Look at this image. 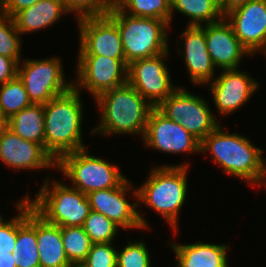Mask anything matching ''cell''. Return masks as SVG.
<instances>
[{"label":"cell","instance_id":"29","mask_svg":"<svg viewBox=\"0 0 266 267\" xmlns=\"http://www.w3.org/2000/svg\"><path fill=\"white\" fill-rule=\"evenodd\" d=\"M82 227L93 244L113 242L120 230L113 221L94 210H90Z\"/></svg>","mask_w":266,"mask_h":267},{"label":"cell","instance_id":"23","mask_svg":"<svg viewBox=\"0 0 266 267\" xmlns=\"http://www.w3.org/2000/svg\"><path fill=\"white\" fill-rule=\"evenodd\" d=\"M37 247L40 267H69L61 237V227L37 214Z\"/></svg>","mask_w":266,"mask_h":267},{"label":"cell","instance_id":"3","mask_svg":"<svg viewBox=\"0 0 266 267\" xmlns=\"http://www.w3.org/2000/svg\"><path fill=\"white\" fill-rule=\"evenodd\" d=\"M95 102L101 115L100 123L92 129V134H137L143 139L149 115L154 107L129 83L105 91Z\"/></svg>","mask_w":266,"mask_h":267},{"label":"cell","instance_id":"11","mask_svg":"<svg viewBox=\"0 0 266 267\" xmlns=\"http://www.w3.org/2000/svg\"><path fill=\"white\" fill-rule=\"evenodd\" d=\"M169 50L128 65V83L153 107H158L178 86L173 85L165 59ZM175 86V87H174Z\"/></svg>","mask_w":266,"mask_h":267},{"label":"cell","instance_id":"33","mask_svg":"<svg viewBox=\"0 0 266 267\" xmlns=\"http://www.w3.org/2000/svg\"><path fill=\"white\" fill-rule=\"evenodd\" d=\"M117 249L111 243L92 244L85 263L89 267H117Z\"/></svg>","mask_w":266,"mask_h":267},{"label":"cell","instance_id":"25","mask_svg":"<svg viewBox=\"0 0 266 267\" xmlns=\"http://www.w3.org/2000/svg\"><path fill=\"white\" fill-rule=\"evenodd\" d=\"M174 11L189 18L187 26H203L224 18L218 0H171V21Z\"/></svg>","mask_w":266,"mask_h":267},{"label":"cell","instance_id":"12","mask_svg":"<svg viewBox=\"0 0 266 267\" xmlns=\"http://www.w3.org/2000/svg\"><path fill=\"white\" fill-rule=\"evenodd\" d=\"M132 186L133 184L127 178L116 188L96 190L87 194L91 210L105 215L125 230L149 228L148 223L137 209V201L130 203L126 198V194L133 190L134 199L137 200V189H133Z\"/></svg>","mask_w":266,"mask_h":267},{"label":"cell","instance_id":"2","mask_svg":"<svg viewBox=\"0 0 266 267\" xmlns=\"http://www.w3.org/2000/svg\"><path fill=\"white\" fill-rule=\"evenodd\" d=\"M80 94L72 87L44 104L45 150L56 162L65 154L87 148L82 141Z\"/></svg>","mask_w":266,"mask_h":267},{"label":"cell","instance_id":"28","mask_svg":"<svg viewBox=\"0 0 266 267\" xmlns=\"http://www.w3.org/2000/svg\"><path fill=\"white\" fill-rule=\"evenodd\" d=\"M61 237L70 264L84 262L93 243L83 227H61Z\"/></svg>","mask_w":266,"mask_h":267},{"label":"cell","instance_id":"10","mask_svg":"<svg viewBox=\"0 0 266 267\" xmlns=\"http://www.w3.org/2000/svg\"><path fill=\"white\" fill-rule=\"evenodd\" d=\"M77 58V74L73 87L78 92L82 88L86 89L96 99L105 91L128 83L129 64L126 59L101 55H78Z\"/></svg>","mask_w":266,"mask_h":267},{"label":"cell","instance_id":"5","mask_svg":"<svg viewBox=\"0 0 266 267\" xmlns=\"http://www.w3.org/2000/svg\"><path fill=\"white\" fill-rule=\"evenodd\" d=\"M118 27L126 62L151 58L169 50L168 28L162 19L130 16L115 4L106 14Z\"/></svg>","mask_w":266,"mask_h":267},{"label":"cell","instance_id":"32","mask_svg":"<svg viewBox=\"0 0 266 267\" xmlns=\"http://www.w3.org/2000/svg\"><path fill=\"white\" fill-rule=\"evenodd\" d=\"M68 12H75L76 18L106 15L114 0H62Z\"/></svg>","mask_w":266,"mask_h":267},{"label":"cell","instance_id":"31","mask_svg":"<svg viewBox=\"0 0 266 267\" xmlns=\"http://www.w3.org/2000/svg\"><path fill=\"white\" fill-rule=\"evenodd\" d=\"M150 257L143 241H129L123 249H117V267H151Z\"/></svg>","mask_w":266,"mask_h":267},{"label":"cell","instance_id":"35","mask_svg":"<svg viewBox=\"0 0 266 267\" xmlns=\"http://www.w3.org/2000/svg\"><path fill=\"white\" fill-rule=\"evenodd\" d=\"M18 62L13 58L0 55V85L17 76Z\"/></svg>","mask_w":266,"mask_h":267},{"label":"cell","instance_id":"18","mask_svg":"<svg viewBox=\"0 0 266 267\" xmlns=\"http://www.w3.org/2000/svg\"><path fill=\"white\" fill-rule=\"evenodd\" d=\"M206 47L216 68L237 69L242 57L251 55L236 37L231 24L224 17L205 25Z\"/></svg>","mask_w":266,"mask_h":267},{"label":"cell","instance_id":"1","mask_svg":"<svg viewBox=\"0 0 266 267\" xmlns=\"http://www.w3.org/2000/svg\"><path fill=\"white\" fill-rule=\"evenodd\" d=\"M200 152H210L212 161L218 163L224 173L243 179L252 187H266V173L261 161L263 151L247 137L230 134L219 125L201 141Z\"/></svg>","mask_w":266,"mask_h":267},{"label":"cell","instance_id":"15","mask_svg":"<svg viewBox=\"0 0 266 267\" xmlns=\"http://www.w3.org/2000/svg\"><path fill=\"white\" fill-rule=\"evenodd\" d=\"M214 105L222 116L236 112L252 98L259 83L248 73L237 69L223 70L207 85Z\"/></svg>","mask_w":266,"mask_h":267},{"label":"cell","instance_id":"43","mask_svg":"<svg viewBox=\"0 0 266 267\" xmlns=\"http://www.w3.org/2000/svg\"><path fill=\"white\" fill-rule=\"evenodd\" d=\"M4 221L5 220H4V218H3V216L1 215V212H0V224H2Z\"/></svg>","mask_w":266,"mask_h":267},{"label":"cell","instance_id":"36","mask_svg":"<svg viewBox=\"0 0 266 267\" xmlns=\"http://www.w3.org/2000/svg\"><path fill=\"white\" fill-rule=\"evenodd\" d=\"M40 0H5V14L11 18L18 12L33 6Z\"/></svg>","mask_w":266,"mask_h":267},{"label":"cell","instance_id":"27","mask_svg":"<svg viewBox=\"0 0 266 267\" xmlns=\"http://www.w3.org/2000/svg\"><path fill=\"white\" fill-rule=\"evenodd\" d=\"M114 4L130 16L162 19L171 24V0H114Z\"/></svg>","mask_w":266,"mask_h":267},{"label":"cell","instance_id":"9","mask_svg":"<svg viewBox=\"0 0 266 267\" xmlns=\"http://www.w3.org/2000/svg\"><path fill=\"white\" fill-rule=\"evenodd\" d=\"M208 104L203 97L178 86L157 108L201 142L220 125Z\"/></svg>","mask_w":266,"mask_h":267},{"label":"cell","instance_id":"20","mask_svg":"<svg viewBox=\"0 0 266 267\" xmlns=\"http://www.w3.org/2000/svg\"><path fill=\"white\" fill-rule=\"evenodd\" d=\"M16 267H40L37 247V213L24 197L17 202Z\"/></svg>","mask_w":266,"mask_h":267},{"label":"cell","instance_id":"34","mask_svg":"<svg viewBox=\"0 0 266 267\" xmlns=\"http://www.w3.org/2000/svg\"><path fill=\"white\" fill-rule=\"evenodd\" d=\"M17 239V216L0 224V253H14Z\"/></svg>","mask_w":266,"mask_h":267},{"label":"cell","instance_id":"22","mask_svg":"<svg viewBox=\"0 0 266 267\" xmlns=\"http://www.w3.org/2000/svg\"><path fill=\"white\" fill-rule=\"evenodd\" d=\"M65 13L71 14L65 9L62 0H40L33 6L16 13L12 19L17 31L22 35L52 26Z\"/></svg>","mask_w":266,"mask_h":267},{"label":"cell","instance_id":"40","mask_svg":"<svg viewBox=\"0 0 266 267\" xmlns=\"http://www.w3.org/2000/svg\"><path fill=\"white\" fill-rule=\"evenodd\" d=\"M5 14V0H0V16Z\"/></svg>","mask_w":266,"mask_h":267},{"label":"cell","instance_id":"37","mask_svg":"<svg viewBox=\"0 0 266 267\" xmlns=\"http://www.w3.org/2000/svg\"><path fill=\"white\" fill-rule=\"evenodd\" d=\"M251 0H218L220 10L225 16L230 11L248 3Z\"/></svg>","mask_w":266,"mask_h":267},{"label":"cell","instance_id":"13","mask_svg":"<svg viewBox=\"0 0 266 267\" xmlns=\"http://www.w3.org/2000/svg\"><path fill=\"white\" fill-rule=\"evenodd\" d=\"M143 143L148 148L167 154L201 153V142L157 107H154L149 115Z\"/></svg>","mask_w":266,"mask_h":267},{"label":"cell","instance_id":"26","mask_svg":"<svg viewBox=\"0 0 266 267\" xmlns=\"http://www.w3.org/2000/svg\"><path fill=\"white\" fill-rule=\"evenodd\" d=\"M32 104L18 76L0 85V117L4 121Z\"/></svg>","mask_w":266,"mask_h":267},{"label":"cell","instance_id":"38","mask_svg":"<svg viewBox=\"0 0 266 267\" xmlns=\"http://www.w3.org/2000/svg\"><path fill=\"white\" fill-rule=\"evenodd\" d=\"M13 253H0V267H16Z\"/></svg>","mask_w":266,"mask_h":267},{"label":"cell","instance_id":"4","mask_svg":"<svg viewBox=\"0 0 266 267\" xmlns=\"http://www.w3.org/2000/svg\"><path fill=\"white\" fill-rule=\"evenodd\" d=\"M189 163L156 166L143 185L137 187V203L149 206L178 232L179 213L187 197ZM140 201V202H139Z\"/></svg>","mask_w":266,"mask_h":267},{"label":"cell","instance_id":"39","mask_svg":"<svg viewBox=\"0 0 266 267\" xmlns=\"http://www.w3.org/2000/svg\"><path fill=\"white\" fill-rule=\"evenodd\" d=\"M69 267H89L85 262H75L72 263Z\"/></svg>","mask_w":266,"mask_h":267},{"label":"cell","instance_id":"17","mask_svg":"<svg viewBox=\"0 0 266 267\" xmlns=\"http://www.w3.org/2000/svg\"><path fill=\"white\" fill-rule=\"evenodd\" d=\"M0 161L12 169L56 168V161L43 145L22 139L6 126L0 132Z\"/></svg>","mask_w":266,"mask_h":267},{"label":"cell","instance_id":"14","mask_svg":"<svg viewBox=\"0 0 266 267\" xmlns=\"http://www.w3.org/2000/svg\"><path fill=\"white\" fill-rule=\"evenodd\" d=\"M77 21L80 38L78 55L125 59L119 29L107 15L83 17Z\"/></svg>","mask_w":266,"mask_h":267},{"label":"cell","instance_id":"30","mask_svg":"<svg viewBox=\"0 0 266 267\" xmlns=\"http://www.w3.org/2000/svg\"><path fill=\"white\" fill-rule=\"evenodd\" d=\"M14 21L6 14L0 16V55L13 58L18 63L21 60L22 40Z\"/></svg>","mask_w":266,"mask_h":267},{"label":"cell","instance_id":"41","mask_svg":"<svg viewBox=\"0 0 266 267\" xmlns=\"http://www.w3.org/2000/svg\"><path fill=\"white\" fill-rule=\"evenodd\" d=\"M266 158H264L263 156H261V161H262V166H263V169H264V171H265V173H266Z\"/></svg>","mask_w":266,"mask_h":267},{"label":"cell","instance_id":"8","mask_svg":"<svg viewBox=\"0 0 266 267\" xmlns=\"http://www.w3.org/2000/svg\"><path fill=\"white\" fill-rule=\"evenodd\" d=\"M21 62L18 63L17 76L33 104H46L73 87V80H65L61 59L56 56Z\"/></svg>","mask_w":266,"mask_h":267},{"label":"cell","instance_id":"42","mask_svg":"<svg viewBox=\"0 0 266 267\" xmlns=\"http://www.w3.org/2000/svg\"><path fill=\"white\" fill-rule=\"evenodd\" d=\"M5 127V121L0 117V132Z\"/></svg>","mask_w":266,"mask_h":267},{"label":"cell","instance_id":"19","mask_svg":"<svg viewBox=\"0 0 266 267\" xmlns=\"http://www.w3.org/2000/svg\"><path fill=\"white\" fill-rule=\"evenodd\" d=\"M180 38L184 40V49L178 53L184 57L190 81L193 85H207L215 76L216 66L206 47L205 25L187 26Z\"/></svg>","mask_w":266,"mask_h":267},{"label":"cell","instance_id":"21","mask_svg":"<svg viewBox=\"0 0 266 267\" xmlns=\"http://www.w3.org/2000/svg\"><path fill=\"white\" fill-rule=\"evenodd\" d=\"M169 244L176 255V267H229L228 244Z\"/></svg>","mask_w":266,"mask_h":267},{"label":"cell","instance_id":"16","mask_svg":"<svg viewBox=\"0 0 266 267\" xmlns=\"http://www.w3.org/2000/svg\"><path fill=\"white\" fill-rule=\"evenodd\" d=\"M224 17L251 56L266 51V0H251Z\"/></svg>","mask_w":266,"mask_h":267},{"label":"cell","instance_id":"24","mask_svg":"<svg viewBox=\"0 0 266 267\" xmlns=\"http://www.w3.org/2000/svg\"><path fill=\"white\" fill-rule=\"evenodd\" d=\"M5 126L22 139L45 148L44 104H32L5 121Z\"/></svg>","mask_w":266,"mask_h":267},{"label":"cell","instance_id":"7","mask_svg":"<svg viewBox=\"0 0 266 267\" xmlns=\"http://www.w3.org/2000/svg\"><path fill=\"white\" fill-rule=\"evenodd\" d=\"M56 167L71 181V187L86 195L96 190L116 188L127 179L117 165L91 155L86 148L63 155Z\"/></svg>","mask_w":266,"mask_h":267},{"label":"cell","instance_id":"6","mask_svg":"<svg viewBox=\"0 0 266 267\" xmlns=\"http://www.w3.org/2000/svg\"><path fill=\"white\" fill-rule=\"evenodd\" d=\"M49 182L47 177L35 198L26 194L32 209L51 224L60 227L83 226L91 210L87 195L64 182L54 181L53 185Z\"/></svg>","mask_w":266,"mask_h":267}]
</instances>
